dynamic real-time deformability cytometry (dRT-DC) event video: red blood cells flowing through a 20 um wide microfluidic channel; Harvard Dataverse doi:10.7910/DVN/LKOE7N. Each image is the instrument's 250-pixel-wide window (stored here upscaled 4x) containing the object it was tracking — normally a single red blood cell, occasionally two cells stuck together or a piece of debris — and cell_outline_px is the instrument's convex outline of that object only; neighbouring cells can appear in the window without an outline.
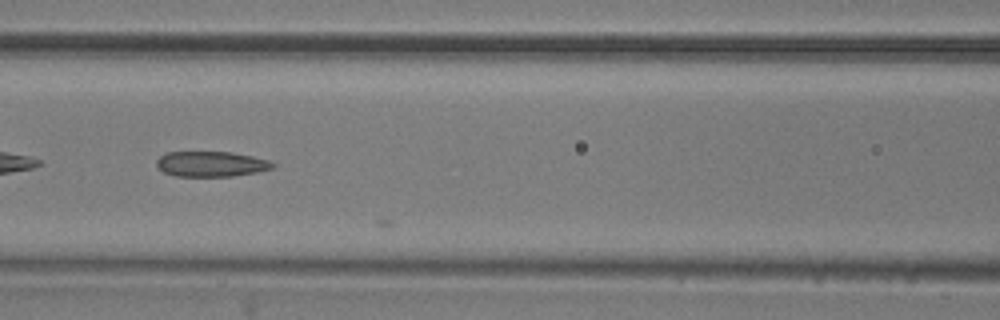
{"species": "common noctule bat (a hibernating species)", "species_latin": "Nyctalus noctula", "temperature_condition": "room temperature", "stored_images_in_passage": 23, "camera_frame_rate_fps": 3000, "um_per_image_px": 0.085, "animal": {"sex": "male", "body_mass_g": 20.5, "forearm_length_mm": 52.5}, "frame": {"image": 1, "passage_image": 22, "time_ms": 7.0, "image_size_px": [1000, 320], "cell_outline_px": [[276, 164], [272, 168], [256, 172], [232, 176], [176, 176], [164, 172], [156, 164], [156, 160], [160, 156], [168, 152], [232, 152], [252, 156], [268, 160]], "centroid_in_image_um": [17.94, 13.93], "position_along_channel_um": 148.7, "area_um2": 16.99}}